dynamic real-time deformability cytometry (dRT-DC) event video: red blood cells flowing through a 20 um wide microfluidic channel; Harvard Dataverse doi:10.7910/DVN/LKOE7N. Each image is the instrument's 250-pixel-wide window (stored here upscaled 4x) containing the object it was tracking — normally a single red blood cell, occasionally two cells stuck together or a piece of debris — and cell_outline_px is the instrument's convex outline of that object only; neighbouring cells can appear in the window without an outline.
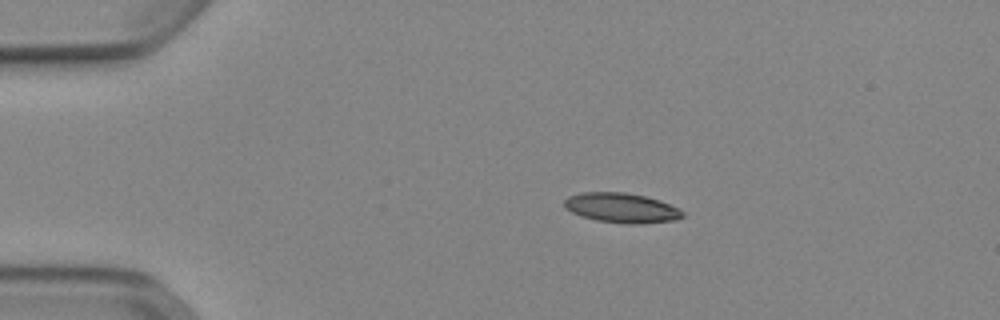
{"species": "Egyptian fruit bat (a non-hibernating species)", "species_latin": "Rousettus aegyptiacus", "temperature_condition": "cold", "stored_images_in_passage": 43, "camera_frame_rate_fps": 3000, "um_per_image_px": 0.085, "animal": {"sex": "female"}, "frame": {"image": 1, "passage_image": 1, "time_ms": 0.0, "image_size_px": [1000, 320], "cell_outline_px": [[684, 216], [676, 220], [640, 224], [628, 224], [596, 220], [580, 216], [564, 208], [564, 200], [568, 196], [580, 192], [624, 192], [644, 196], [660, 200], [680, 208], [684, 212]], "centroid_in_image_um": [52.83, 17.67], "position_along_channel_um": 32.2, "area_um2": 20.75}}
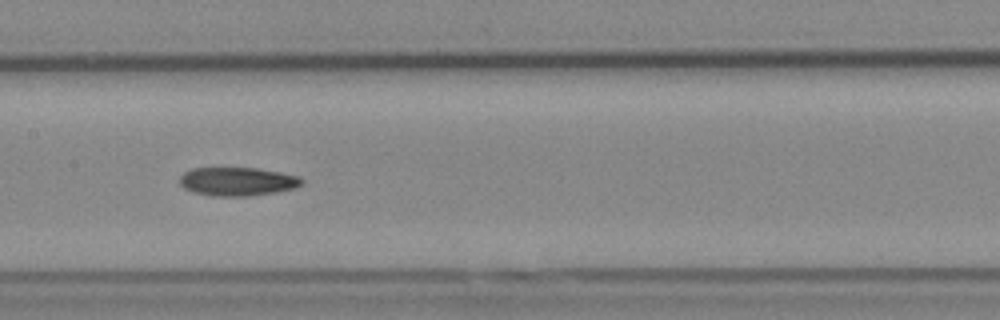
{"frame": {"image": 2, "passage_image": 17, "time_ms": 5.333, "image_size_px": [1000, 320], "cell_outline_px": [[304, 184], [296, 188], [276, 192], [248, 196], [212, 196], [192, 192], [184, 188], [180, 184], [180, 176], [184, 172], [192, 168], [256, 168], [280, 172], [300, 176], [304, 180]], "centroid_in_image_um": [20.21, 15.43], "position_along_channel_um": 187.2, "area_um2": 20.52}}
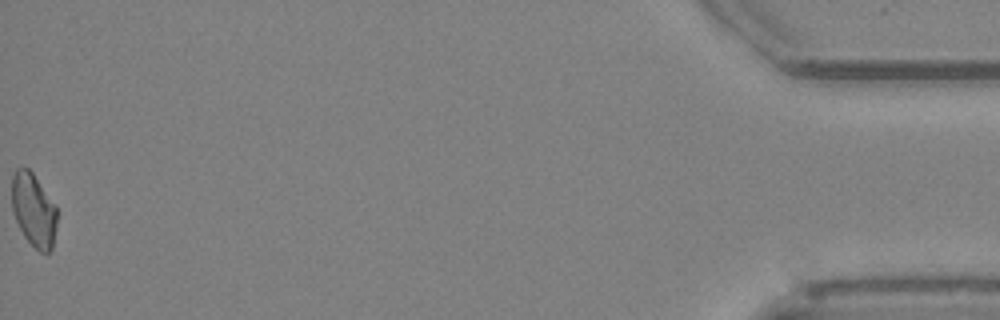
{"frame": {"image": 3, "passage_image": 43, "time_ms": 14.0, "image_size_px": [1000, 320], "cell_outline_px": [[56, 228], [52, 248], [48, 252], [40, 252], [24, 236], [12, 212], [12, 176], [16, 168], [28, 168], [32, 172], [56, 204]], "centroid_in_image_um": [2.86, 17.83], "position_along_channel_um": 432.3, "area_um2": 19.25}, "authors_computed_cell_mechanics": {"area_um2": 20.519, "velocity_mm_per_s": 3.9227, "shape_relaxation_time_tau1_ms": 4.4799, "shape_relaxation_time_tau2_ms": 7.774, "deformation_change_tau1": 0.1478, "deformation_change_tau2": 0.1713}}